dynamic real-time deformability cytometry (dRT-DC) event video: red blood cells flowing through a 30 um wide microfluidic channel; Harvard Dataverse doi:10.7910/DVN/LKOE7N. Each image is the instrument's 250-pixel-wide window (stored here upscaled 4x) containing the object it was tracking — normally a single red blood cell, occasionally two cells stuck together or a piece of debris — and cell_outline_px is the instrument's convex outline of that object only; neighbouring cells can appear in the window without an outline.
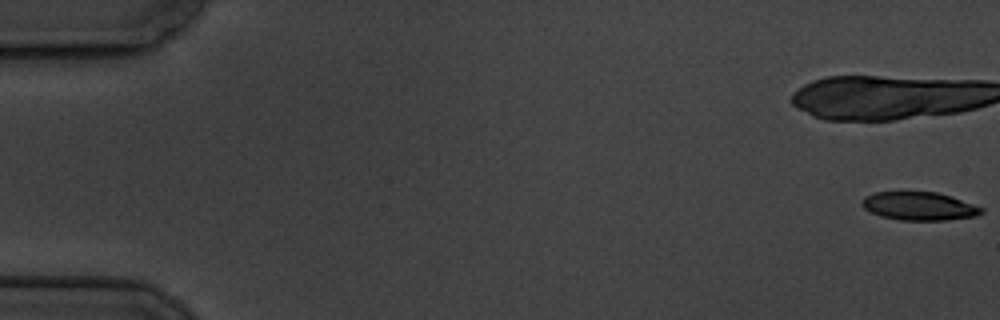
{"species": "common noctule bat (a hibernating species)", "species_latin": "Nyctalus noctula", "temperature_condition": "cold", "stored_images_in_passage": 6, "camera_frame_rate_fps": 3000, "um_per_image_px": 0.085, "animal": {"sex": "male", "body_mass_g": 19.5, "forearm_length_mm": 54.6}, "frame": {"image": 1, "passage_image": 1, "time_ms": 0.0, "image_size_px": [1000, 320], "cell_outline_px": [[984, 212], [976, 216], [948, 220], [900, 220], [880, 216], [864, 208], [860, 204], [864, 196], [876, 192], [936, 192], [952, 196], [984, 208]], "centroid_in_image_um": [78.14, 17.52], "position_along_channel_um": 6.9, "area_um2": 19.77}}